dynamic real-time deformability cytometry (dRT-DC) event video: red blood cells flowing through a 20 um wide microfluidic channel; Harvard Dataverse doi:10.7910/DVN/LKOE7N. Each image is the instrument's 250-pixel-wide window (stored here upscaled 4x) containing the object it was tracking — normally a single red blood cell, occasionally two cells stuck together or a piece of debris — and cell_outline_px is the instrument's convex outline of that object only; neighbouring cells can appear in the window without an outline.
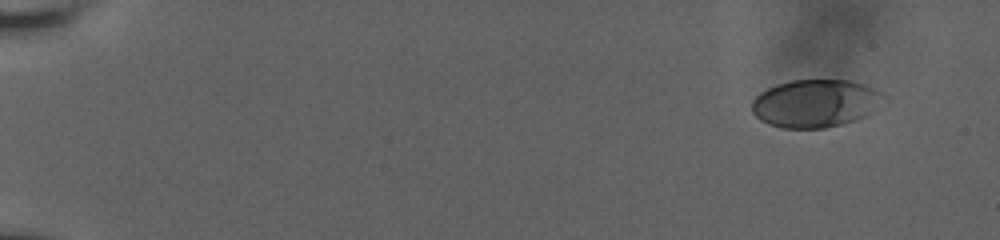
{"species": "human", "species_latin": "Homo sapiens", "temperature_condition": "room temperature", "stored_images_in_passage": 56, "camera_frame_rate_fps": 3000, "um_per_image_px": 0.085, "donor": {"sex": "male"}, "frame": {"image": 1, "passage_image": 1, "time_ms": 0.0, "image_size_px": [1000, 240], "cell_outline_px": [[888, 100], [864, 116], [840, 124], [824, 128], [784, 128], [768, 124], [760, 120], [752, 112], [752, 100], [760, 92], [776, 84], [792, 80], [848, 80], [864, 84], [876, 88], [888, 96]], "centroid_in_image_um": [69.34, 8.77], "position_along_channel_um": 15.7, "area_um2": 36.93}}
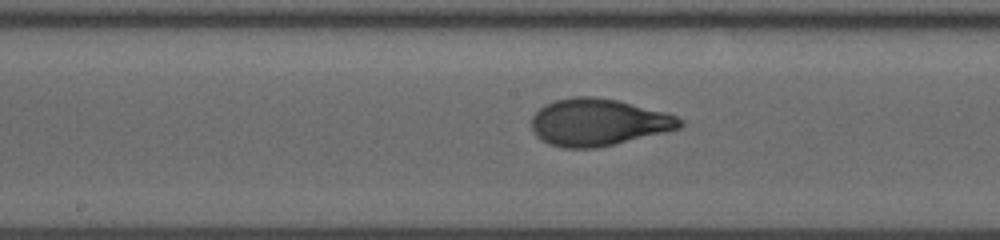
{"frame": {"image": 2, "passage_image": 30, "time_ms": 9.667, "image_size_px": [1000, 240], "cell_outline_px": [[684, 124], [680, 128], [664, 132], [596, 148], [564, 148], [540, 140], [536, 136], [532, 128], [532, 116], [544, 104], [556, 100], [576, 96], [592, 96], [616, 100], [664, 112], [676, 116], [684, 120]], "centroid_in_image_um": [50.83, 10.39], "position_along_channel_um": 197.4, "area_um2": 40.34}}
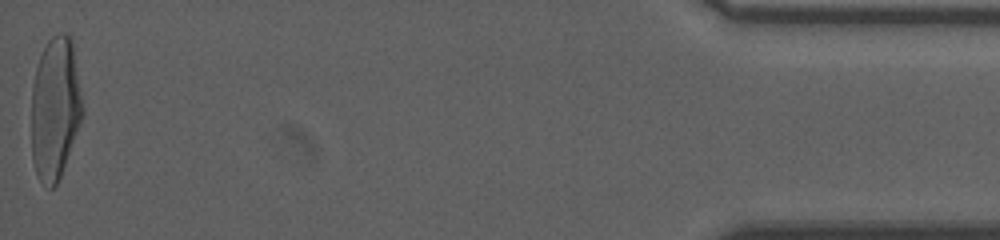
{"frame": {"image": 3, "passage_image": 56, "time_ms": 18.333, "image_size_px": [1000, 240], "cell_outline_px": [[84, 112], [60, 176], [56, 184], [52, 188], [48, 188], [40, 180], [36, 172], [32, 160], [32, 88], [36, 68], [40, 56], [48, 40], [52, 36], [60, 32], [68, 32], [72, 36], [84, 108]], "centroid_in_image_um": [4.7, 9.14], "position_along_channel_um": 430.5, "area_um2": 42.54}, "authors_computed_cell_mechanics": {"area_um2": 39.6797, "velocity_mm_per_s": 3.6617, "shape_relaxation_time_tau1_ms": 4.02, "shape_relaxation_time_tau2_ms": null, "deformation_change_tau1": 0.2159, "deformation_change_tau2": null}}